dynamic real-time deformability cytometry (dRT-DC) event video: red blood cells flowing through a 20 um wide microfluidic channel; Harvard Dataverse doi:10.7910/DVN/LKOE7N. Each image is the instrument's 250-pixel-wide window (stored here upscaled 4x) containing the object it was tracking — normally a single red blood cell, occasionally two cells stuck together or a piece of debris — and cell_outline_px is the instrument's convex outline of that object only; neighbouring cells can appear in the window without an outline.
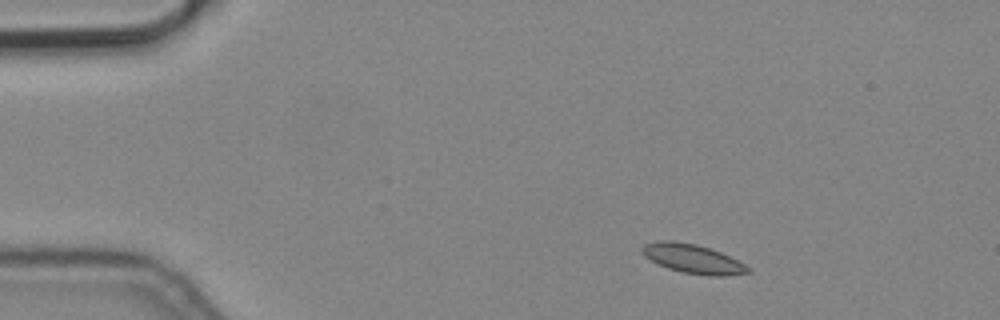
{"species": "common noctule bat (a hibernating species)", "species_latin": "Nyctalus noctula", "temperature_condition": "cold", "stored_images_in_passage": 4, "camera_frame_rate_fps": 3000, "um_per_image_px": 0.085, "animal": {"sex": "male", "body_mass_g": 19.2, "forearm_length_mm": 51.8}, "frame": {"image": 1, "passage_image": 1, "time_ms": 0.0, "image_size_px": [1000, 320], "cell_outline_px": [[752, 272], [724, 276], [708, 276], [684, 272], [668, 268], [644, 256], [640, 252], [640, 248], [644, 244], [660, 240], [672, 240], [696, 244], [720, 252], [752, 268]], "centroid_in_image_um": [58.88, 21.99], "position_along_channel_um": 26.1, "area_um2": 17.86}}
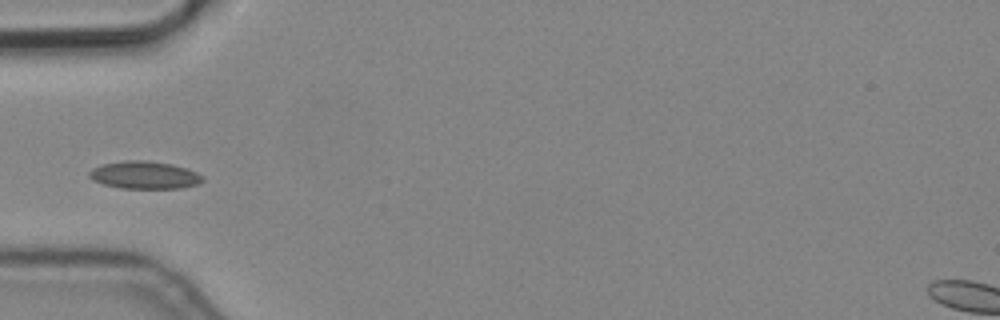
{"frame": {"image": 2, "passage_image": 4, "time_ms": 1.0, "image_size_px": [1000, 320], "cell_outline_px": [[204, 180], [200, 184], [180, 188], [120, 188], [104, 184], [92, 180], [88, 176], [88, 172], [92, 168], [100, 164], [124, 160], [148, 160], [172, 164], [188, 168], [204, 176]], "centroid_in_image_um": [12.28, 14.87], "position_along_channel_um": 72.7, "area_um2": 18.55}}